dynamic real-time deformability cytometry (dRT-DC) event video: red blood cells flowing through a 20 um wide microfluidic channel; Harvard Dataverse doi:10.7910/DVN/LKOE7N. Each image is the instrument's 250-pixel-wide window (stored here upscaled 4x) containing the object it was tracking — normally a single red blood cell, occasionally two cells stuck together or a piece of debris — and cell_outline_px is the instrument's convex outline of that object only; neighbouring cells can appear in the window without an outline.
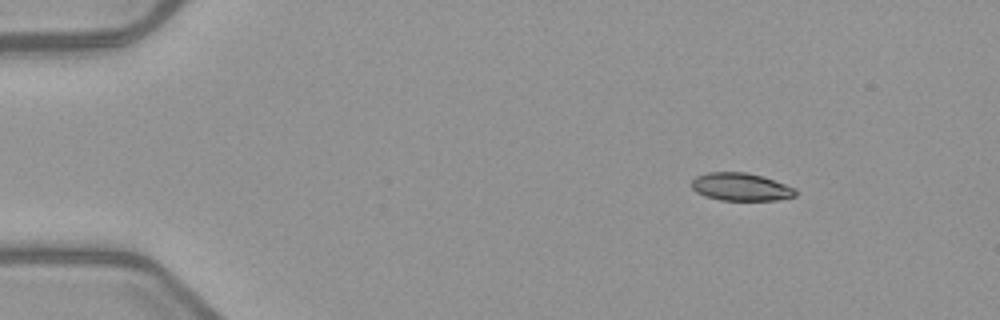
{"species": "common noctule bat (a hibernating species)", "species_latin": "Nyctalus noctula", "temperature_condition": "warm", "stored_images_in_passage": 3, "camera_frame_rate_fps": 3000, "um_per_image_px": 0.085, "animal": {"sex": "female", "body_mass_g": 21.9}, "frame": {"image": 1, "passage_image": 2, "time_ms": 1.0, "image_size_px": [1000, 320], "cell_outline_px": [[800, 192], [796, 196], [776, 200], [720, 200], [704, 196], [696, 192], [692, 188], [692, 180], [696, 176], [708, 172], [744, 172], [764, 176], [796, 188]], "centroid_in_image_um": [63.0, 15.88], "position_along_channel_um": 22.0, "area_um2": 17.05}}